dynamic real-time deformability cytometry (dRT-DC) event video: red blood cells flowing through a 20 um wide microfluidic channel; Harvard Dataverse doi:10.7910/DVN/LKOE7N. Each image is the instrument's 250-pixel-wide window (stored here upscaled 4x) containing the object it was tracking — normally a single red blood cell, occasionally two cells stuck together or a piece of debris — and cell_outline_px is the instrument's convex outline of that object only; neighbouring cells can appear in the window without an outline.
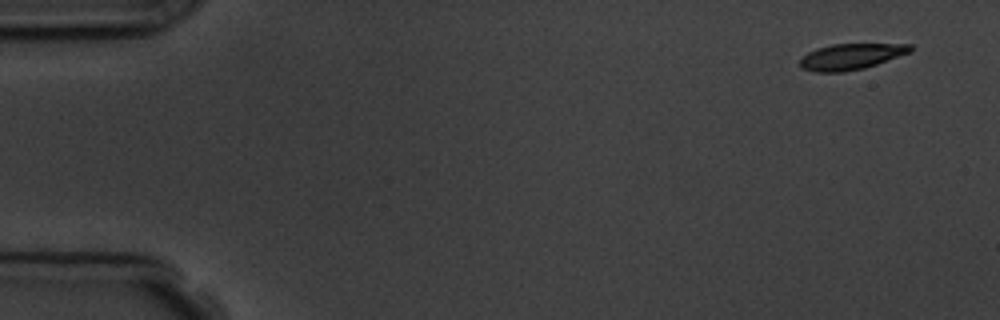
{"species": "common noctule bat (a hibernating species)", "species_latin": "Nyctalus noctula", "temperature_condition": "room temperature", "stored_images_in_passage": 7, "camera_frame_rate_fps": 3000, "um_per_image_px": 0.085, "animal": {"sex": "male", "body_mass_g": 19.5, "forearm_length_mm": 54.6}, "frame": {"image": 1, "passage_image": 1, "time_ms": 0.0, "image_size_px": [1000, 320], "cell_outline_px": [[912, 52], [864, 68], [844, 72], [816, 72], [800, 68], [800, 60], [808, 52], [816, 48], [832, 44], [912, 44]], "centroid_in_image_um": [72.33, 4.81], "position_along_channel_um": 12.7, "area_um2": 16.7}}
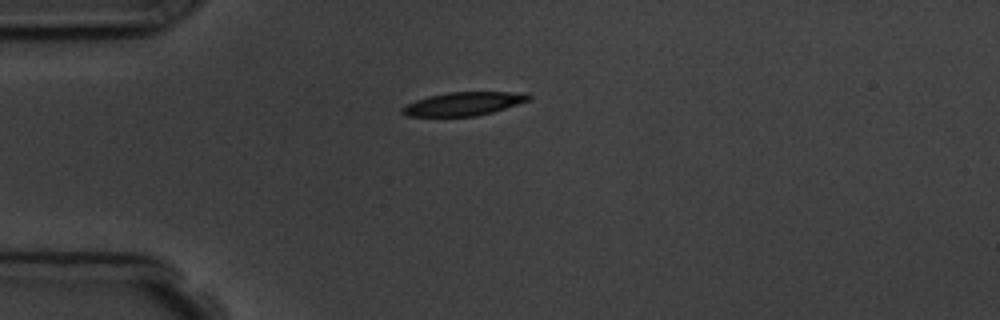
{"frame": {"image": 2, "passage_image": 4, "time_ms": 3.667, "image_size_px": [1000, 320], "cell_outline_px": [[532, 96], [528, 100], [492, 112], [476, 116], [408, 116], [400, 112], [400, 108], [416, 100], [428, 96], [448, 92], [528, 92]], "centroid_in_image_um": [39.39, 8.81], "position_along_channel_um": 45.6, "area_um2": 17.17}}